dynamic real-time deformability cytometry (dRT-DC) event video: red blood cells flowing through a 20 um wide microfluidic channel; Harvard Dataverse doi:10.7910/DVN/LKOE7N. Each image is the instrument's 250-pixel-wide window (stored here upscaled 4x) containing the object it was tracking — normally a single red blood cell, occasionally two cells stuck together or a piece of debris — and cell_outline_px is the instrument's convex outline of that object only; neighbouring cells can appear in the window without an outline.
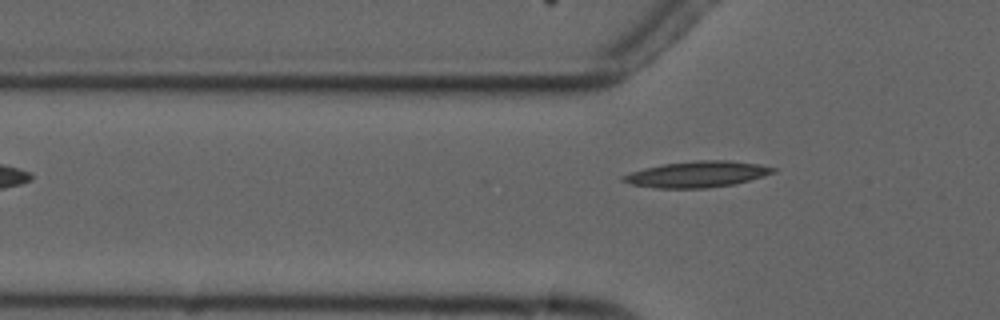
{"species": "common noctule bat (a hibernating species)", "species_latin": "Nyctalus noctula", "temperature_condition": "cold", "stored_images_in_passage": 3, "camera_frame_rate_fps": 3000, "um_per_image_px": 0.085, "animal": {"sex": "male", "forearm_length_mm": 52.5}, "frame": {"image": 1, "passage_image": 3, "time_ms": 2.667, "image_size_px": [1000, 320], "cell_outline_px": [[780, 168], [776, 172], [764, 176], [732, 184], [708, 188], [656, 188], [632, 184], [620, 180], [620, 176], [644, 168], [664, 164], [696, 160], [728, 160], [760, 164]], "centroid_in_image_um": [59.29, 14.8], "position_along_channel_um": 66.5, "area_um2": 22.83}}